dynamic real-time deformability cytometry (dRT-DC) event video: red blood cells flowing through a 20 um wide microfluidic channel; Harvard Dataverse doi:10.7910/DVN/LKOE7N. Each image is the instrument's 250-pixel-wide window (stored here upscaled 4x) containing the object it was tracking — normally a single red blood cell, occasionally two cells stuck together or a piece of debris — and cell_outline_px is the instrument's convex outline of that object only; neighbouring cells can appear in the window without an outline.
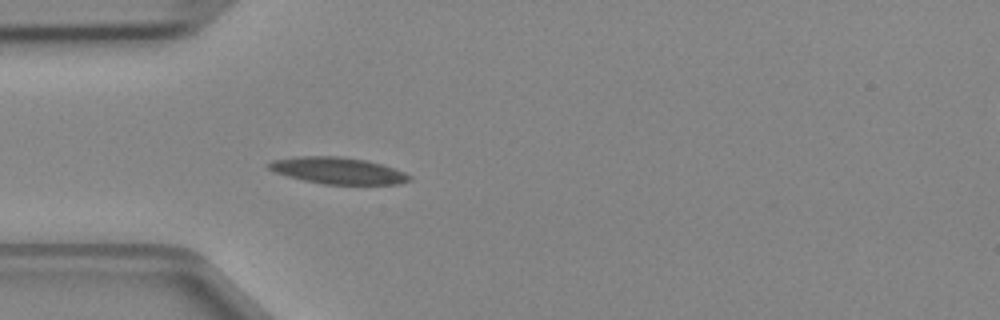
{"species": "Egyptian fruit bat (a non-hibernating species)", "species_latin": "Rousettus aegyptiacus", "temperature_condition": "cold", "stored_images_in_passage": 4, "camera_frame_rate_fps": 3000, "um_per_image_px": 0.085, "animal": {"sex": "female"}, "frame": {"image": 1, "passage_image": 4, "time_ms": 1.0, "image_size_px": [1000, 320], "cell_outline_px": [[412, 180], [400, 184], [324, 184], [304, 180], [288, 176], [276, 172], [268, 168], [268, 164], [272, 160], [296, 156], [340, 156], [368, 160], [404, 172], [412, 176]], "centroid_in_image_um": [28.74, 14.5], "position_along_channel_um": 56.3, "area_um2": 21.73}}